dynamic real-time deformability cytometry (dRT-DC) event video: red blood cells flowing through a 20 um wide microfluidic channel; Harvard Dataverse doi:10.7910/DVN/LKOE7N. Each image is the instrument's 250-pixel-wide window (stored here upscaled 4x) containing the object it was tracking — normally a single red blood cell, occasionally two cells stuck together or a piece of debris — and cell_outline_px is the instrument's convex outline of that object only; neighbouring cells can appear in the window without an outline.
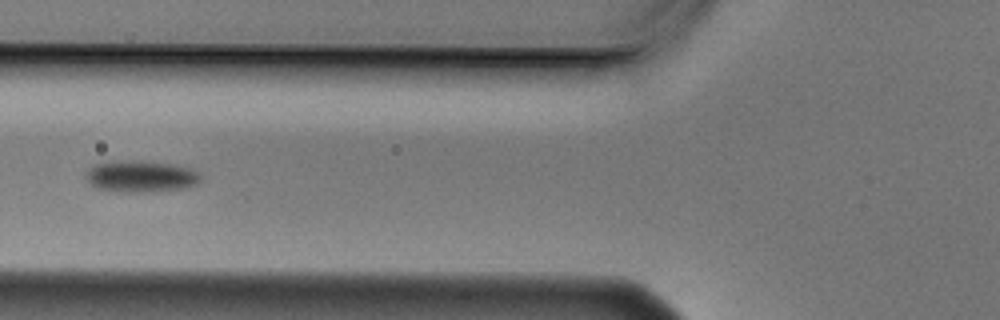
{"species": "Egyptian fruit bat (a non-hibernating species)", "species_latin": "Rousettus aegyptiacus", "temperature_condition": "cold", "stored_images_in_passage": 9, "segment_of_instrument_passage": [2, 2], "camera_frame_rate_fps": 3000, "um_per_image_px": 0.085, "animal": {"sex": "male"}, "frame": {"image": 1, "passage_image": 6, "time_ms": 1.667, "image_size_px": [1000, 320], "cell_outline_px": [[200, 180], [196, 184], [184, 188], [128, 192], [124, 192], [100, 188], [92, 184], [84, 176], [84, 172], [96, 164], [132, 160], [144, 160], [172, 164], [188, 168], [196, 172], [200, 176]], "centroid_in_image_um": [11.96, 14.97], "position_along_channel_um": 113.8, "area_um2": 20.52}}
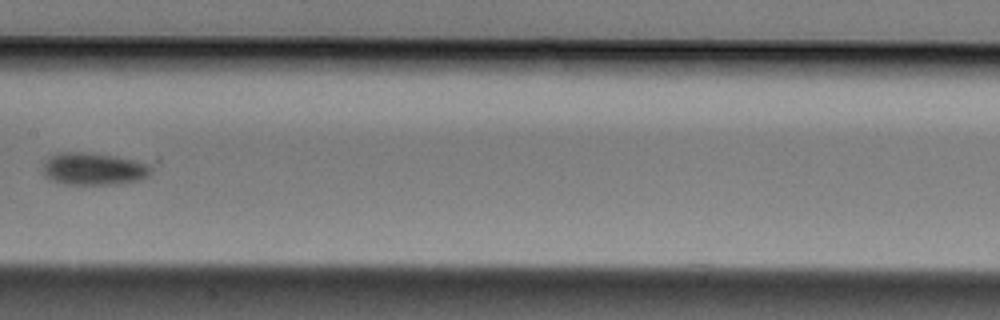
{"frame": {"image": 2, "passage_image": 8, "time_ms": 2.333, "image_size_px": [1000, 320], "cell_outline_px": [[152, 172], [148, 176], [140, 180], [120, 184], [64, 184], [52, 180], [44, 176], [44, 164], [52, 156], [60, 152], [84, 152], [116, 156], [136, 160], [148, 164], [152, 168]], "centroid_in_image_um": [8.01, 14.36], "position_along_channel_um": 199.4, "area_um2": 20.35}}
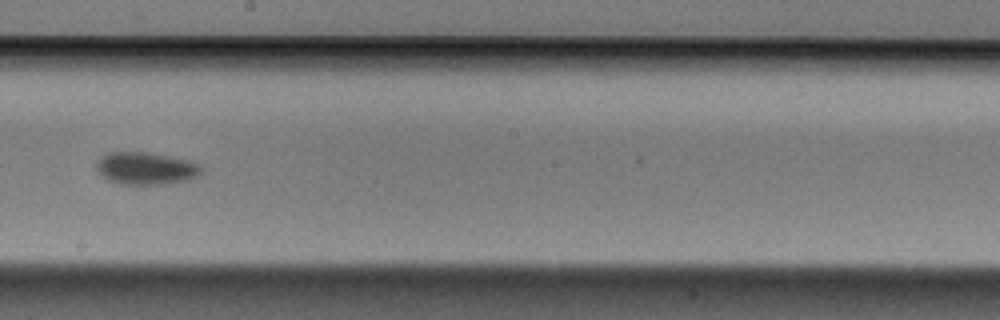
{"frame": {"image": 3, "passage_image": 9, "time_ms": 2.667, "image_size_px": [1000, 320], "cell_outline_px": [[204, 172], [188, 180], [164, 184], [120, 184], [108, 180], [96, 168], [96, 160], [100, 156], [108, 152], [148, 152], [188, 160], [200, 164]], "centroid_in_image_um": [12.4, 14.3], "position_along_channel_um": 235.8, "area_um2": 19.88}}